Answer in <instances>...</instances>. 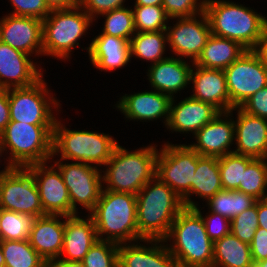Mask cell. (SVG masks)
I'll return each instance as SVG.
<instances>
[{
	"label": "cell",
	"instance_id": "603a6c76",
	"mask_svg": "<svg viewBox=\"0 0 267 267\" xmlns=\"http://www.w3.org/2000/svg\"><path fill=\"white\" fill-rule=\"evenodd\" d=\"M191 70L190 82L194 93L191 97L212 104L220 112L231 110L230 97L227 91L226 76L222 69H206L196 66Z\"/></svg>",
	"mask_w": 267,
	"mask_h": 267
},
{
	"label": "cell",
	"instance_id": "d590c367",
	"mask_svg": "<svg viewBox=\"0 0 267 267\" xmlns=\"http://www.w3.org/2000/svg\"><path fill=\"white\" fill-rule=\"evenodd\" d=\"M254 158L236 153L218 158L221 184L224 190H237L242 182L243 171Z\"/></svg>",
	"mask_w": 267,
	"mask_h": 267
},
{
	"label": "cell",
	"instance_id": "30bf717a",
	"mask_svg": "<svg viewBox=\"0 0 267 267\" xmlns=\"http://www.w3.org/2000/svg\"><path fill=\"white\" fill-rule=\"evenodd\" d=\"M46 87L42 77L32 86L8 89L10 120L31 125H54L56 118L51 109H58L60 102L49 96L51 93Z\"/></svg>",
	"mask_w": 267,
	"mask_h": 267
},
{
	"label": "cell",
	"instance_id": "52a82bcc",
	"mask_svg": "<svg viewBox=\"0 0 267 267\" xmlns=\"http://www.w3.org/2000/svg\"><path fill=\"white\" fill-rule=\"evenodd\" d=\"M118 142L108 134L87 130H69L56 119L53 129L52 155L61 160H75L94 167L105 165ZM95 163V164H94ZM97 165V166H96Z\"/></svg>",
	"mask_w": 267,
	"mask_h": 267
},
{
	"label": "cell",
	"instance_id": "484cf974",
	"mask_svg": "<svg viewBox=\"0 0 267 267\" xmlns=\"http://www.w3.org/2000/svg\"><path fill=\"white\" fill-rule=\"evenodd\" d=\"M192 67L188 62L180 58L167 57L152 64L148 70V80L154 90L174 97L182 89L190 84Z\"/></svg>",
	"mask_w": 267,
	"mask_h": 267
},
{
	"label": "cell",
	"instance_id": "4dcf8cb0",
	"mask_svg": "<svg viewBox=\"0 0 267 267\" xmlns=\"http://www.w3.org/2000/svg\"><path fill=\"white\" fill-rule=\"evenodd\" d=\"M131 57L136 56L140 59L148 60L155 64L163 57L168 44L167 31L136 32L130 39Z\"/></svg>",
	"mask_w": 267,
	"mask_h": 267
},
{
	"label": "cell",
	"instance_id": "1f68e13d",
	"mask_svg": "<svg viewBox=\"0 0 267 267\" xmlns=\"http://www.w3.org/2000/svg\"><path fill=\"white\" fill-rule=\"evenodd\" d=\"M209 211L222 215L230 221L238 214L254 206L257 199L237 190L217 192L207 201Z\"/></svg>",
	"mask_w": 267,
	"mask_h": 267
},
{
	"label": "cell",
	"instance_id": "60d3db41",
	"mask_svg": "<svg viewBox=\"0 0 267 267\" xmlns=\"http://www.w3.org/2000/svg\"><path fill=\"white\" fill-rule=\"evenodd\" d=\"M205 1L202 0H163L162 7L169 19L192 17L204 12Z\"/></svg>",
	"mask_w": 267,
	"mask_h": 267
},
{
	"label": "cell",
	"instance_id": "83f0119b",
	"mask_svg": "<svg viewBox=\"0 0 267 267\" xmlns=\"http://www.w3.org/2000/svg\"><path fill=\"white\" fill-rule=\"evenodd\" d=\"M246 51L247 49L235 40L211 34L194 64L206 69L224 70Z\"/></svg>",
	"mask_w": 267,
	"mask_h": 267
},
{
	"label": "cell",
	"instance_id": "f546056e",
	"mask_svg": "<svg viewBox=\"0 0 267 267\" xmlns=\"http://www.w3.org/2000/svg\"><path fill=\"white\" fill-rule=\"evenodd\" d=\"M222 189L218 158L200 156L197 159L190 195L197 194L196 196L207 201Z\"/></svg>",
	"mask_w": 267,
	"mask_h": 267
},
{
	"label": "cell",
	"instance_id": "44dd1931",
	"mask_svg": "<svg viewBox=\"0 0 267 267\" xmlns=\"http://www.w3.org/2000/svg\"><path fill=\"white\" fill-rule=\"evenodd\" d=\"M172 97L156 90L125 94L116 104L124 116L130 120L153 121L165 118V126L168 122Z\"/></svg>",
	"mask_w": 267,
	"mask_h": 267
},
{
	"label": "cell",
	"instance_id": "9f6ffc18",
	"mask_svg": "<svg viewBox=\"0 0 267 267\" xmlns=\"http://www.w3.org/2000/svg\"><path fill=\"white\" fill-rule=\"evenodd\" d=\"M0 267H5L4 254L0 246Z\"/></svg>",
	"mask_w": 267,
	"mask_h": 267
},
{
	"label": "cell",
	"instance_id": "816d5d0a",
	"mask_svg": "<svg viewBox=\"0 0 267 267\" xmlns=\"http://www.w3.org/2000/svg\"><path fill=\"white\" fill-rule=\"evenodd\" d=\"M262 57L267 70V28L264 31L261 45L256 49Z\"/></svg>",
	"mask_w": 267,
	"mask_h": 267
},
{
	"label": "cell",
	"instance_id": "bcb514c9",
	"mask_svg": "<svg viewBox=\"0 0 267 267\" xmlns=\"http://www.w3.org/2000/svg\"><path fill=\"white\" fill-rule=\"evenodd\" d=\"M250 251L253 264L261 260L267 259V230L261 227L255 232L253 240L250 244Z\"/></svg>",
	"mask_w": 267,
	"mask_h": 267
},
{
	"label": "cell",
	"instance_id": "6da1fadb",
	"mask_svg": "<svg viewBox=\"0 0 267 267\" xmlns=\"http://www.w3.org/2000/svg\"><path fill=\"white\" fill-rule=\"evenodd\" d=\"M154 182V183H153ZM138 240H164L179 212L182 198L157 176L136 194Z\"/></svg>",
	"mask_w": 267,
	"mask_h": 267
},
{
	"label": "cell",
	"instance_id": "c3c4849f",
	"mask_svg": "<svg viewBox=\"0 0 267 267\" xmlns=\"http://www.w3.org/2000/svg\"><path fill=\"white\" fill-rule=\"evenodd\" d=\"M50 11L68 9L78 4V0H44Z\"/></svg>",
	"mask_w": 267,
	"mask_h": 267
},
{
	"label": "cell",
	"instance_id": "7402d4cb",
	"mask_svg": "<svg viewBox=\"0 0 267 267\" xmlns=\"http://www.w3.org/2000/svg\"><path fill=\"white\" fill-rule=\"evenodd\" d=\"M142 242L150 243L151 247L135 242L119 244L118 267H177L164 240L143 239Z\"/></svg>",
	"mask_w": 267,
	"mask_h": 267
},
{
	"label": "cell",
	"instance_id": "7a4b0ae2",
	"mask_svg": "<svg viewBox=\"0 0 267 267\" xmlns=\"http://www.w3.org/2000/svg\"><path fill=\"white\" fill-rule=\"evenodd\" d=\"M201 210L184 207L172 223L164 241L177 267H212L214 242L206 233Z\"/></svg>",
	"mask_w": 267,
	"mask_h": 267
},
{
	"label": "cell",
	"instance_id": "9a60e30c",
	"mask_svg": "<svg viewBox=\"0 0 267 267\" xmlns=\"http://www.w3.org/2000/svg\"><path fill=\"white\" fill-rule=\"evenodd\" d=\"M46 164L26 167L37 184L43 211L45 214L72 216V205L61 172L54 165Z\"/></svg>",
	"mask_w": 267,
	"mask_h": 267
},
{
	"label": "cell",
	"instance_id": "74e56055",
	"mask_svg": "<svg viewBox=\"0 0 267 267\" xmlns=\"http://www.w3.org/2000/svg\"><path fill=\"white\" fill-rule=\"evenodd\" d=\"M105 16L102 33L130 41L136 30L134 27L133 10L122 7L102 14Z\"/></svg>",
	"mask_w": 267,
	"mask_h": 267
},
{
	"label": "cell",
	"instance_id": "d6986e66",
	"mask_svg": "<svg viewBox=\"0 0 267 267\" xmlns=\"http://www.w3.org/2000/svg\"><path fill=\"white\" fill-rule=\"evenodd\" d=\"M234 121L235 144L233 153L256 159H267V119L250 115L240 107Z\"/></svg>",
	"mask_w": 267,
	"mask_h": 267
},
{
	"label": "cell",
	"instance_id": "7c38bea8",
	"mask_svg": "<svg viewBox=\"0 0 267 267\" xmlns=\"http://www.w3.org/2000/svg\"><path fill=\"white\" fill-rule=\"evenodd\" d=\"M0 208L34 217L46 215L35 179L27 168L13 167L0 177Z\"/></svg>",
	"mask_w": 267,
	"mask_h": 267
},
{
	"label": "cell",
	"instance_id": "7dc6e473",
	"mask_svg": "<svg viewBox=\"0 0 267 267\" xmlns=\"http://www.w3.org/2000/svg\"><path fill=\"white\" fill-rule=\"evenodd\" d=\"M10 121L8 89L0 88V134Z\"/></svg>",
	"mask_w": 267,
	"mask_h": 267
},
{
	"label": "cell",
	"instance_id": "b9f144b4",
	"mask_svg": "<svg viewBox=\"0 0 267 267\" xmlns=\"http://www.w3.org/2000/svg\"><path fill=\"white\" fill-rule=\"evenodd\" d=\"M16 16L35 17L44 20L50 13L44 0H10Z\"/></svg>",
	"mask_w": 267,
	"mask_h": 267
},
{
	"label": "cell",
	"instance_id": "f35d334b",
	"mask_svg": "<svg viewBox=\"0 0 267 267\" xmlns=\"http://www.w3.org/2000/svg\"><path fill=\"white\" fill-rule=\"evenodd\" d=\"M119 244L98 240L81 261L85 267H118Z\"/></svg>",
	"mask_w": 267,
	"mask_h": 267
},
{
	"label": "cell",
	"instance_id": "5b68a950",
	"mask_svg": "<svg viewBox=\"0 0 267 267\" xmlns=\"http://www.w3.org/2000/svg\"><path fill=\"white\" fill-rule=\"evenodd\" d=\"M156 146H147L127 151L119 144L107 161L103 181L104 190L137 194L141 188L156 176Z\"/></svg>",
	"mask_w": 267,
	"mask_h": 267
},
{
	"label": "cell",
	"instance_id": "8992f818",
	"mask_svg": "<svg viewBox=\"0 0 267 267\" xmlns=\"http://www.w3.org/2000/svg\"><path fill=\"white\" fill-rule=\"evenodd\" d=\"M54 125H31L10 121L0 134L4 151L9 149L8 163L22 167L48 162L52 155Z\"/></svg>",
	"mask_w": 267,
	"mask_h": 267
},
{
	"label": "cell",
	"instance_id": "681fc988",
	"mask_svg": "<svg viewBox=\"0 0 267 267\" xmlns=\"http://www.w3.org/2000/svg\"><path fill=\"white\" fill-rule=\"evenodd\" d=\"M257 214L259 227L267 230V198L257 200Z\"/></svg>",
	"mask_w": 267,
	"mask_h": 267
},
{
	"label": "cell",
	"instance_id": "d6a6232c",
	"mask_svg": "<svg viewBox=\"0 0 267 267\" xmlns=\"http://www.w3.org/2000/svg\"><path fill=\"white\" fill-rule=\"evenodd\" d=\"M5 267H46V261L30 245L29 240H1Z\"/></svg>",
	"mask_w": 267,
	"mask_h": 267
},
{
	"label": "cell",
	"instance_id": "ac0fdd59",
	"mask_svg": "<svg viewBox=\"0 0 267 267\" xmlns=\"http://www.w3.org/2000/svg\"><path fill=\"white\" fill-rule=\"evenodd\" d=\"M231 112L233 110L220 112L211 122L194 134L197 143L189 146L200 156L219 158L233 153V150H229L230 146L234 144L235 138L234 120L229 118L232 115Z\"/></svg>",
	"mask_w": 267,
	"mask_h": 267
},
{
	"label": "cell",
	"instance_id": "836d02e7",
	"mask_svg": "<svg viewBox=\"0 0 267 267\" xmlns=\"http://www.w3.org/2000/svg\"><path fill=\"white\" fill-rule=\"evenodd\" d=\"M267 159L254 158L243 171L237 191L260 200L267 198Z\"/></svg>",
	"mask_w": 267,
	"mask_h": 267
},
{
	"label": "cell",
	"instance_id": "2e32d148",
	"mask_svg": "<svg viewBox=\"0 0 267 267\" xmlns=\"http://www.w3.org/2000/svg\"><path fill=\"white\" fill-rule=\"evenodd\" d=\"M0 41L28 55H43L42 20L8 14L0 20Z\"/></svg>",
	"mask_w": 267,
	"mask_h": 267
},
{
	"label": "cell",
	"instance_id": "11a10c76",
	"mask_svg": "<svg viewBox=\"0 0 267 267\" xmlns=\"http://www.w3.org/2000/svg\"><path fill=\"white\" fill-rule=\"evenodd\" d=\"M253 267H267V259L256 262Z\"/></svg>",
	"mask_w": 267,
	"mask_h": 267
},
{
	"label": "cell",
	"instance_id": "3957f363",
	"mask_svg": "<svg viewBox=\"0 0 267 267\" xmlns=\"http://www.w3.org/2000/svg\"><path fill=\"white\" fill-rule=\"evenodd\" d=\"M204 12L212 35L235 40L247 50L261 45L267 18L260 13L226 0H206Z\"/></svg>",
	"mask_w": 267,
	"mask_h": 267
},
{
	"label": "cell",
	"instance_id": "d4e9b609",
	"mask_svg": "<svg viewBox=\"0 0 267 267\" xmlns=\"http://www.w3.org/2000/svg\"><path fill=\"white\" fill-rule=\"evenodd\" d=\"M64 215L46 214L36 217L31 230L30 245L46 261L57 259L63 247ZM60 218V219H59Z\"/></svg>",
	"mask_w": 267,
	"mask_h": 267
},
{
	"label": "cell",
	"instance_id": "e575fe53",
	"mask_svg": "<svg viewBox=\"0 0 267 267\" xmlns=\"http://www.w3.org/2000/svg\"><path fill=\"white\" fill-rule=\"evenodd\" d=\"M36 217L0 208L1 240H28Z\"/></svg>",
	"mask_w": 267,
	"mask_h": 267
},
{
	"label": "cell",
	"instance_id": "f1b7e54d",
	"mask_svg": "<svg viewBox=\"0 0 267 267\" xmlns=\"http://www.w3.org/2000/svg\"><path fill=\"white\" fill-rule=\"evenodd\" d=\"M250 245L231 232L214 242L212 267H253Z\"/></svg>",
	"mask_w": 267,
	"mask_h": 267
},
{
	"label": "cell",
	"instance_id": "ba28073f",
	"mask_svg": "<svg viewBox=\"0 0 267 267\" xmlns=\"http://www.w3.org/2000/svg\"><path fill=\"white\" fill-rule=\"evenodd\" d=\"M92 22L93 19L78 4L50 11L42 20L43 55L68 59L72 48L80 46L77 41Z\"/></svg>",
	"mask_w": 267,
	"mask_h": 267
},
{
	"label": "cell",
	"instance_id": "4fadbf2b",
	"mask_svg": "<svg viewBox=\"0 0 267 267\" xmlns=\"http://www.w3.org/2000/svg\"><path fill=\"white\" fill-rule=\"evenodd\" d=\"M67 187L72 205V216L77 215V204L90 213L94 210L101 192L103 176L99 168L79 162L63 163L55 161Z\"/></svg>",
	"mask_w": 267,
	"mask_h": 267
},
{
	"label": "cell",
	"instance_id": "f5cc1de1",
	"mask_svg": "<svg viewBox=\"0 0 267 267\" xmlns=\"http://www.w3.org/2000/svg\"><path fill=\"white\" fill-rule=\"evenodd\" d=\"M163 0H136L135 5L149 6V5H162Z\"/></svg>",
	"mask_w": 267,
	"mask_h": 267
},
{
	"label": "cell",
	"instance_id": "ab89813d",
	"mask_svg": "<svg viewBox=\"0 0 267 267\" xmlns=\"http://www.w3.org/2000/svg\"><path fill=\"white\" fill-rule=\"evenodd\" d=\"M258 227L256 202L254 206L238 214L231 220L230 232L242 242L250 245Z\"/></svg>",
	"mask_w": 267,
	"mask_h": 267
},
{
	"label": "cell",
	"instance_id": "cb8c5ba5",
	"mask_svg": "<svg viewBox=\"0 0 267 267\" xmlns=\"http://www.w3.org/2000/svg\"><path fill=\"white\" fill-rule=\"evenodd\" d=\"M65 219L63 247L59 258L81 262L93 244L99 240L94 220L90 215L83 219L78 214L66 216Z\"/></svg>",
	"mask_w": 267,
	"mask_h": 267
},
{
	"label": "cell",
	"instance_id": "8d00e7d4",
	"mask_svg": "<svg viewBox=\"0 0 267 267\" xmlns=\"http://www.w3.org/2000/svg\"><path fill=\"white\" fill-rule=\"evenodd\" d=\"M132 10L136 32L164 31L167 29L169 17L161 5H134Z\"/></svg>",
	"mask_w": 267,
	"mask_h": 267
},
{
	"label": "cell",
	"instance_id": "e0dca14e",
	"mask_svg": "<svg viewBox=\"0 0 267 267\" xmlns=\"http://www.w3.org/2000/svg\"><path fill=\"white\" fill-rule=\"evenodd\" d=\"M28 57L30 55L0 41V88L29 87L43 77L42 68L39 70Z\"/></svg>",
	"mask_w": 267,
	"mask_h": 267
},
{
	"label": "cell",
	"instance_id": "277c9868",
	"mask_svg": "<svg viewBox=\"0 0 267 267\" xmlns=\"http://www.w3.org/2000/svg\"><path fill=\"white\" fill-rule=\"evenodd\" d=\"M136 195L102 189L100 198L89 214L99 240L117 244L138 242ZM106 234V237L103 236Z\"/></svg>",
	"mask_w": 267,
	"mask_h": 267
},
{
	"label": "cell",
	"instance_id": "9c48e42d",
	"mask_svg": "<svg viewBox=\"0 0 267 267\" xmlns=\"http://www.w3.org/2000/svg\"><path fill=\"white\" fill-rule=\"evenodd\" d=\"M159 151L156 159V176L182 198L185 207L198 206L190 198V187L200 155L186 144L166 143Z\"/></svg>",
	"mask_w": 267,
	"mask_h": 267
},
{
	"label": "cell",
	"instance_id": "7bdbcfd3",
	"mask_svg": "<svg viewBox=\"0 0 267 267\" xmlns=\"http://www.w3.org/2000/svg\"><path fill=\"white\" fill-rule=\"evenodd\" d=\"M206 217L202 216L206 233L215 242L230 233L231 221L220 214L209 212Z\"/></svg>",
	"mask_w": 267,
	"mask_h": 267
},
{
	"label": "cell",
	"instance_id": "ffe728a7",
	"mask_svg": "<svg viewBox=\"0 0 267 267\" xmlns=\"http://www.w3.org/2000/svg\"><path fill=\"white\" fill-rule=\"evenodd\" d=\"M174 101L173 97L166 124L167 129L174 132H192L194 135L220 113L212 104L191 96L183 99L177 105L174 104Z\"/></svg>",
	"mask_w": 267,
	"mask_h": 267
},
{
	"label": "cell",
	"instance_id": "5bb4252c",
	"mask_svg": "<svg viewBox=\"0 0 267 267\" xmlns=\"http://www.w3.org/2000/svg\"><path fill=\"white\" fill-rule=\"evenodd\" d=\"M177 21L173 27L167 26L168 44L175 55L190 58L193 64L212 34L208 17L202 12L192 17L178 18Z\"/></svg>",
	"mask_w": 267,
	"mask_h": 267
},
{
	"label": "cell",
	"instance_id": "db71d44e",
	"mask_svg": "<svg viewBox=\"0 0 267 267\" xmlns=\"http://www.w3.org/2000/svg\"><path fill=\"white\" fill-rule=\"evenodd\" d=\"M2 153H4V147H3L2 140H1V137H0V156H2ZM7 164L8 165H6L4 170L0 171V177L13 168L9 163H7Z\"/></svg>",
	"mask_w": 267,
	"mask_h": 267
},
{
	"label": "cell",
	"instance_id": "f6af8a7d",
	"mask_svg": "<svg viewBox=\"0 0 267 267\" xmlns=\"http://www.w3.org/2000/svg\"><path fill=\"white\" fill-rule=\"evenodd\" d=\"M240 108L250 115L267 119V86L252 95Z\"/></svg>",
	"mask_w": 267,
	"mask_h": 267
},
{
	"label": "cell",
	"instance_id": "f907efd6",
	"mask_svg": "<svg viewBox=\"0 0 267 267\" xmlns=\"http://www.w3.org/2000/svg\"><path fill=\"white\" fill-rule=\"evenodd\" d=\"M46 267H85L80 261H66L60 258L46 262Z\"/></svg>",
	"mask_w": 267,
	"mask_h": 267
},
{
	"label": "cell",
	"instance_id": "ee69618b",
	"mask_svg": "<svg viewBox=\"0 0 267 267\" xmlns=\"http://www.w3.org/2000/svg\"><path fill=\"white\" fill-rule=\"evenodd\" d=\"M125 0H78V5L93 19L114 9L124 7Z\"/></svg>",
	"mask_w": 267,
	"mask_h": 267
},
{
	"label": "cell",
	"instance_id": "8fae6325",
	"mask_svg": "<svg viewBox=\"0 0 267 267\" xmlns=\"http://www.w3.org/2000/svg\"><path fill=\"white\" fill-rule=\"evenodd\" d=\"M231 110L241 107L252 95L267 86V70L257 50H247L224 69Z\"/></svg>",
	"mask_w": 267,
	"mask_h": 267
},
{
	"label": "cell",
	"instance_id": "4316f807",
	"mask_svg": "<svg viewBox=\"0 0 267 267\" xmlns=\"http://www.w3.org/2000/svg\"><path fill=\"white\" fill-rule=\"evenodd\" d=\"M89 59L95 68L111 71L131 61L130 42L108 34H99L87 47Z\"/></svg>",
	"mask_w": 267,
	"mask_h": 267
}]
</instances>
